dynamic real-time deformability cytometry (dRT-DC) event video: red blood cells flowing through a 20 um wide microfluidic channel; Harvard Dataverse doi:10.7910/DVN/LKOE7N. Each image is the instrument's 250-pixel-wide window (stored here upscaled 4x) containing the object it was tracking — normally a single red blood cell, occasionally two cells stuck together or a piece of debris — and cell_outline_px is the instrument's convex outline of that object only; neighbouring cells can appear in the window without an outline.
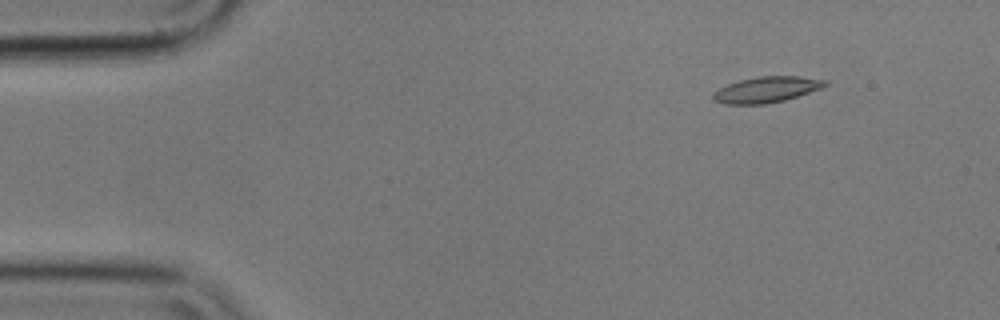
{"species": "common noctule bat (a hibernating species)", "species_latin": "Nyctalus noctula", "temperature_condition": "cold", "stored_images_in_passage": 51, "camera_frame_rate_fps": 3000, "um_per_image_px": 0.085, "animal": {"sex": "male", "body_mass_g": 17.9}, "frame": {"image": 1, "passage_image": 1, "time_ms": 0.0, "image_size_px": [1000, 320], "cell_outline_px": [[828, 84], [820, 88], [784, 100], [764, 104], [724, 104], [712, 100], [712, 92], [728, 84], [740, 80], [760, 76], [800, 76], [828, 80]], "centroid_in_image_um": [65.12, 7.61], "position_along_channel_um": 19.9, "area_um2": 16.76}}
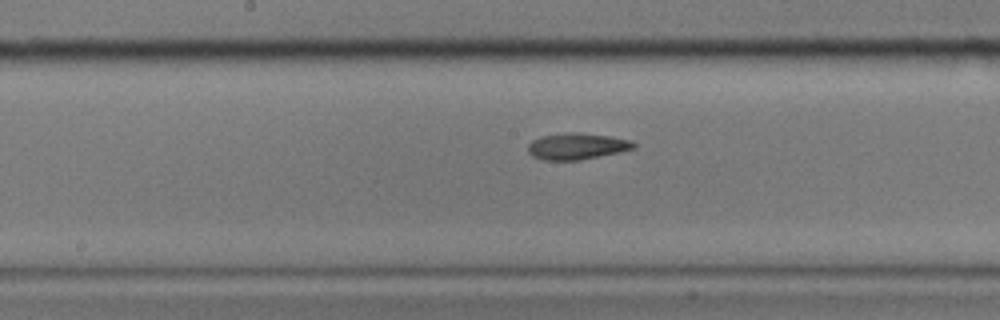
{"frame": {"image": 2, "passage_image": 23, "time_ms": 7.333, "image_size_px": [1000, 320], "cell_outline_px": [[636, 148], [580, 160], [544, 160], [532, 156], [528, 152], [528, 144], [532, 140], [540, 136], [564, 132], [576, 132], [608, 136], [632, 140], [636, 144]], "centroid_in_image_um": [49.01, 12.42], "position_along_channel_um": 199.2, "area_um2": 16.3}}
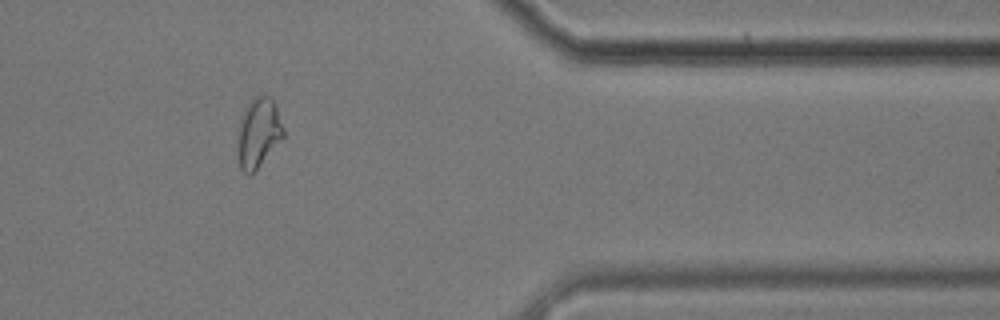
{"frame": {"image": 3, "passage_image": 41, "time_ms": 13.333, "image_size_px": [1000, 320], "cell_outline_px": [[284, 136], [256, 168], [248, 176], [240, 168], [236, 148], [236, 140], [240, 120], [244, 108], [252, 96], [260, 92], [268, 96], [276, 104], [284, 128]], "centroid_in_image_um": [21.93, 11.21], "position_along_channel_um": 389.5, "area_um2": 18.9}}